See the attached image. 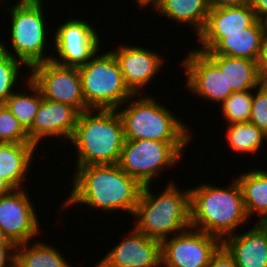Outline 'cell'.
Instances as JSON below:
<instances>
[{"label": "cell", "instance_id": "6da1fadb", "mask_svg": "<svg viewBox=\"0 0 267 267\" xmlns=\"http://www.w3.org/2000/svg\"><path fill=\"white\" fill-rule=\"evenodd\" d=\"M72 189L62 209L76 204L133 216L143 186L118 164L76 166ZM75 204V205H74Z\"/></svg>", "mask_w": 267, "mask_h": 267}, {"label": "cell", "instance_id": "7a4b0ae2", "mask_svg": "<svg viewBox=\"0 0 267 267\" xmlns=\"http://www.w3.org/2000/svg\"><path fill=\"white\" fill-rule=\"evenodd\" d=\"M226 187L204 183L189 189L191 227L221 241L249 221L236 179Z\"/></svg>", "mask_w": 267, "mask_h": 267}, {"label": "cell", "instance_id": "3957f363", "mask_svg": "<svg viewBox=\"0 0 267 267\" xmlns=\"http://www.w3.org/2000/svg\"><path fill=\"white\" fill-rule=\"evenodd\" d=\"M69 142L76 148V166L118 164L125 142L118 111L90 109L79 113Z\"/></svg>", "mask_w": 267, "mask_h": 267}, {"label": "cell", "instance_id": "277c9868", "mask_svg": "<svg viewBox=\"0 0 267 267\" xmlns=\"http://www.w3.org/2000/svg\"><path fill=\"white\" fill-rule=\"evenodd\" d=\"M189 189L180 190L169 181L164 191L155 196L151 185L143 186L133 214L134 227L159 241L191 227Z\"/></svg>", "mask_w": 267, "mask_h": 267}, {"label": "cell", "instance_id": "5b68a950", "mask_svg": "<svg viewBox=\"0 0 267 267\" xmlns=\"http://www.w3.org/2000/svg\"><path fill=\"white\" fill-rule=\"evenodd\" d=\"M132 96L118 109L125 139L162 142H190L193 135L181 119L152 96ZM138 96L137 99H133ZM127 105V106H125ZM122 109V110H121ZM121 110V111H120ZM192 136V137H190Z\"/></svg>", "mask_w": 267, "mask_h": 267}, {"label": "cell", "instance_id": "8992f818", "mask_svg": "<svg viewBox=\"0 0 267 267\" xmlns=\"http://www.w3.org/2000/svg\"><path fill=\"white\" fill-rule=\"evenodd\" d=\"M43 0H20L8 8L11 17V53L5 41L0 40V50L22 62L29 70L55 55H46L49 37L42 6ZM48 35V36H47ZM47 42V43H46Z\"/></svg>", "mask_w": 267, "mask_h": 267}, {"label": "cell", "instance_id": "52a82bcc", "mask_svg": "<svg viewBox=\"0 0 267 267\" xmlns=\"http://www.w3.org/2000/svg\"><path fill=\"white\" fill-rule=\"evenodd\" d=\"M84 101L89 109L118 110L135 94L128 88L111 51H99L78 67Z\"/></svg>", "mask_w": 267, "mask_h": 267}, {"label": "cell", "instance_id": "ba28073f", "mask_svg": "<svg viewBox=\"0 0 267 267\" xmlns=\"http://www.w3.org/2000/svg\"><path fill=\"white\" fill-rule=\"evenodd\" d=\"M188 143L125 139L118 165L142 186L150 185L166 167L178 163Z\"/></svg>", "mask_w": 267, "mask_h": 267}, {"label": "cell", "instance_id": "9c48e42d", "mask_svg": "<svg viewBox=\"0 0 267 267\" xmlns=\"http://www.w3.org/2000/svg\"><path fill=\"white\" fill-rule=\"evenodd\" d=\"M29 78L39 87L44 99L74 107L79 113L90 110L82 92L77 67L63 66L52 60L34 65Z\"/></svg>", "mask_w": 267, "mask_h": 267}, {"label": "cell", "instance_id": "30bf717a", "mask_svg": "<svg viewBox=\"0 0 267 267\" xmlns=\"http://www.w3.org/2000/svg\"><path fill=\"white\" fill-rule=\"evenodd\" d=\"M222 241L189 227L161 241L162 267H206Z\"/></svg>", "mask_w": 267, "mask_h": 267}, {"label": "cell", "instance_id": "8fae6325", "mask_svg": "<svg viewBox=\"0 0 267 267\" xmlns=\"http://www.w3.org/2000/svg\"><path fill=\"white\" fill-rule=\"evenodd\" d=\"M97 30L85 20L71 19L59 25L54 37L57 58L51 60L70 67L85 65L99 50L100 36Z\"/></svg>", "mask_w": 267, "mask_h": 267}, {"label": "cell", "instance_id": "7c38bea8", "mask_svg": "<svg viewBox=\"0 0 267 267\" xmlns=\"http://www.w3.org/2000/svg\"><path fill=\"white\" fill-rule=\"evenodd\" d=\"M33 206L24 188L0 196V229L16 245L32 242L40 232V221Z\"/></svg>", "mask_w": 267, "mask_h": 267}, {"label": "cell", "instance_id": "4fadbf2b", "mask_svg": "<svg viewBox=\"0 0 267 267\" xmlns=\"http://www.w3.org/2000/svg\"><path fill=\"white\" fill-rule=\"evenodd\" d=\"M191 50L181 64L187 75L185 86L192 94L220 106L233 93L227 90L224 73L204 52Z\"/></svg>", "mask_w": 267, "mask_h": 267}, {"label": "cell", "instance_id": "5bb4252c", "mask_svg": "<svg viewBox=\"0 0 267 267\" xmlns=\"http://www.w3.org/2000/svg\"><path fill=\"white\" fill-rule=\"evenodd\" d=\"M130 231L94 267H162L161 241Z\"/></svg>", "mask_w": 267, "mask_h": 267}, {"label": "cell", "instance_id": "9a60e30c", "mask_svg": "<svg viewBox=\"0 0 267 267\" xmlns=\"http://www.w3.org/2000/svg\"><path fill=\"white\" fill-rule=\"evenodd\" d=\"M112 49L128 88L140 95V90L150 84L166 61L158 52L140 46L122 45ZM149 83V84H148Z\"/></svg>", "mask_w": 267, "mask_h": 267}, {"label": "cell", "instance_id": "2e32d148", "mask_svg": "<svg viewBox=\"0 0 267 267\" xmlns=\"http://www.w3.org/2000/svg\"><path fill=\"white\" fill-rule=\"evenodd\" d=\"M79 112L72 106L47 99L41 101L32 128L30 142L37 147L43 138L70 139L76 127Z\"/></svg>", "mask_w": 267, "mask_h": 267}, {"label": "cell", "instance_id": "e0dca14e", "mask_svg": "<svg viewBox=\"0 0 267 267\" xmlns=\"http://www.w3.org/2000/svg\"><path fill=\"white\" fill-rule=\"evenodd\" d=\"M257 20L249 3L210 9L202 31L197 35L201 42L199 51H210L222 38L224 33L242 32Z\"/></svg>", "mask_w": 267, "mask_h": 267}, {"label": "cell", "instance_id": "ac0fdd59", "mask_svg": "<svg viewBox=\"0 0 267 267\" xmlns=\"http://www.w3.org/2000/svg\"><path fill=\"white\" fill-rule=\"evenodd\" d=\"M222 245L237 267H267V223L256 222L252 229L226 237Z\"/></svg>", "mask_w": 267, "mask_h": 267}, {"label": "cell", "instance_id": "d6986e66", "mask_svg": "<svg viewBox=\"0 0 267 267\" xmlns=\"http://www.w3.org/2000/svg\"><path fill=\"white\" fill-rule=\"evenodd\" d=\"M265 37L261 21L257 19L242 32L224 33V38L210 52L215 55L245 58L257 62Z\"/></svg>", "mask_w": 267, "mask_h": 267}, {"label": "cell", "instance_id": "ffe728a7", "mask_svg": "<svg viewBox=\"0 0 267 267\" xmlns=\"http://www.w3.org/2000/svg\"><path fill=\"white\" fill-rule=\"evenodd\" d=\"M204 52L224 73L227 90L233 92L253 90L262 84L257 62L245 58L225 55H215L210 51Z\"/></svg>", "mask_w": 267, "mask_h": 267}, {"label": "cell", "instance_id": "44dd1931", "mask_svg": "<svg viewBox=\"0 0 267 267\" xmlns=\"http://www.w3.org/2000/svg\"><path fill=\"white\" fill-rule=\"evenodd\" d=\"M36 149L33 143L0 142V175L15 189H23Z\"/></svg>", "mask_w": 267, "mask_h": 267}, {"label": "cell", "instance_id": "7402d4cb", "mask_svg": "<svg viewBox=\"0 0 267 267\" xmlns=\"http://www.w3.org/2000/svg\"><path fill=\"white\" fill-rule=\"evenodd\" d=\"M241 189L248 217L259 216L257 222L267 223V171L251 169L249 172L236 176Z\"/></svg>", "mask_w": 267, "mask_h": 267}, {"label": "cell", "instance_id": "603a6c76", "mask_svg": "<svg viewBox=\"0 0 267 267\" xmlns=\"http://www.w3.org/2000/svg\"><path fill=\"white\" fill-rule=\"evenodd\" d=\"M153 11L192 26L197 36L205 26L210 7L207 0H161Z\"/></svg>", "mask_w": 267, "mask_h": 267}, {"label": "cell", "instance_id": "cb8c5ba5", "mask_svg": "<svg viewBox=\"0 0 267 267\" xmlns=\"http://www.w3.org/2000/svg\"><path fill=\"white\" fill-rule=\"evenodd\" d=\"M29 245L26 242L16 247V260L22 267H72L58 248L42 241Z\"/></svg>", "mask_w": 267, "mask_h": 267}, {"label": "cell", "instance_id": "d4e9b609", "mask_svg": "<svg viewBox=\"0 0 267 267\" xmlns=\"http://www.w3.org/2000/svg\"><path fill=\"white\" fill-rule=\"evenodd\" d=\"M26 82L27 89H30V94L16 90L6 100L5 106L10 110L14 117L19 121L22 127L28 132L32 128L34 118L38 108L43 100L42 93L39 87L29 78Z\"/></svg>", "mask_w": 267, "mask_h": 267}, {"label": "cell", "instance_id": "484cf974", "mask_svg": "<svg viewBox=\"0 0 267 267\" xmlns=\"http://www.w3.org/2000/svg\"><path fill=\"white\" fill-rule=\"evenodd\" d=\"M226 125V139L231 150L234 152L256 154L266 140V134L250 122Z\"/></svg>", "mask_w": 267, "mask_h": 267}, {"label": "cell", "instance_id": "4316f807", "mask_svg": "<svg viewBox=\"0 0 267 267\" xmlns=\"http://www.w3.org/2000/svg\"><path fill=\"white\" fill-rule=\"evenodd\" d=\"M253 90L233 92L222 104L224 119L232 123H247L250 120Z\"/></svg>", "mask_w": 267, "mask_h": 267}, {"label": "cell", "instance_id": "83f0119b", "mask_svg": "<svg viewBox=\"0 0 267 267\" xmlns=\"http://www.w3.org/2000/svg\"><path fill=\"white\" fill-rule=\"evenodd\" d=\"M27 68L22 62L13 58L9 54L0 50V104H5L6 100L15 91L18 85V77H21V67Z\"/></svg>", "mask_w": 267, "mask_h": 267}, {"label": "cell", "instance_id": "f1b7e54d", "mask_svg": "<svg viewBox=\"0 0 267 267\" xmlns=\"http://www.w3.org/2000/svg\"><path fill=\"white\" fill-rule=\"evenodd\" d=\"M0 142L32 143L28 132L22 127L5 104H0Z\"/></svg>", "mask_w": 267, "mask_h": 267}, {"label": "cell", "instance_id": "f546056e", "mask_svg": "<svg viewBox=\"0 0 267 267\" xmlns=\"http://www.w3.org/2000/svg\"><path fill=\"white\" fill-rule=\"evenodd\" d=\"M253 91L249 122L267 134V84H261Z\"/></svg>", "mask_w": 267, "mask_h": 267}, {"label": "cell", "instance_id": "4dcf8cb0", "mask_svg": "<svg viewBox=\"0 0 267 267\" xmlns=\"http://www.w3.org/2000/svg\"><path fill=\"white\" fill-rule=\"evenodd\" d=\"M206 267H237L233 256L221 245L212 255Z\"/></svg>", "mask_w": 267, "mask_h": 267}, {"label": "cell", "instance_id": "1f68e13d", "mask_svg": "<svg viewBox=\"0 0 267 267\" xmlns=\"http://www.w3.org/2000/svg\"><path fill=\"white\" fill-rule=\"evenodd\" d=\"M258 75L262 84H267V37H265L257 60Z\"/></svg>", "mask_w": 267, "mask_h": 267}, {"label": "cell", "instance_id": "d6a6232c", "mask_svg": "<svg viewBox=\"0 0 267 267\" xmlns=\"http://www.w3.org/2000/svg\"><path fill=\"white\" fill-rule=\"evenodd\" d=\"M16 244H0V267H6L16 259Z\"/></svg>", "mask_w": 267, "mask_h": 267}, {"label": "cell", "instance_id": "836d02e7", "mask_svg": "<svg viewBox=\"0 0 267 267\" xmlns=\"http://www.w3.org/2000/svg\"><path fill=\"white\" fill-rule=\"evenodd\" d=\"M210 9L240 6L249 3V0H207Z\"/></svg>", "mask_w": 267, "mask_h": 267}, {"label": "cell", "instance_id": "e575fe53", "mask_svg": "<svg viewBox=\"0 0 267 267\" xmlns=\"http://www.w3.org/2000/svg\"><path fill=\"white\" fill-rule=\"evenodd\" d=\"M257 19L261 20L267 14V0H249Z\"/></svg>", "mask_w": 267, "mask_h": 267}, {"label": "cell", "instance_id": "d590c367", "mask_svg": "<svg viewBox=\"0 0 267 267\" xmlns=\"http://www.w3.org/2000/svg\"><path fill=\"white\" fill-rule=\"evenodd\" d=\"M15 188L0 175V196L10 193L13 191Z\"/></svg>", "mask_w": 267, "mask_h": 267}, {"label": "cell", "instance_id": "8d00e7d4", "mask_svg": "<svg viewBox=\"0 0 267 267\" xmlns=\"http://www.w3.org/2000/svg\"><path fill=\"white\" fill-rule=\"evenodd\" d=\"M160 1L161 0H136L135 2H137L138 7L145 8L148 7L150 4L151 5L150 7H152L151 9H154L159 4Z\"/></svg>", "mask_w": 267, "mask_h": 267}, {"label": "cell", "instance_id": "74e56055", "mask_svg": "<svg viewBox=\"0 0 267 267\" xmlns=\"http://www.w3.org/2000/svg\"><path fill=\"white\" fill-rule=\"evenodd\" d=\"M0 244H15L14 242L10 241L0 229Z\"/></svg>", "mask_w": 267, "mask_h": 267}, {"label": "cell", "instance_id": "f35d334b", "mask_svg": "<svg viewBox=\"0 0 267 267\" xmlns=\"http://www.w3.org/2000/svg\"><path fill=\"white\" fill-rule=\"evenodd\" d=\"M260 21L262 24L263 31L265 32V36L267 37V14Z\"/></svg>", "mask_w": 267, "mask_h": 267}, {"label": "cell", "instance_id": "ab89813d", "mask_svg": "<svg viewBox=\"0 0 267 267\" xmlns=\"http://www.w3.org/2000/svg\"><path fill=\"white\" fill-rule=\"evenodd\" d=\"M6 267H22L21 264L15 259Z\"/></svg>", "mask_w": 267, "mask_h": 267}]
</instances>
